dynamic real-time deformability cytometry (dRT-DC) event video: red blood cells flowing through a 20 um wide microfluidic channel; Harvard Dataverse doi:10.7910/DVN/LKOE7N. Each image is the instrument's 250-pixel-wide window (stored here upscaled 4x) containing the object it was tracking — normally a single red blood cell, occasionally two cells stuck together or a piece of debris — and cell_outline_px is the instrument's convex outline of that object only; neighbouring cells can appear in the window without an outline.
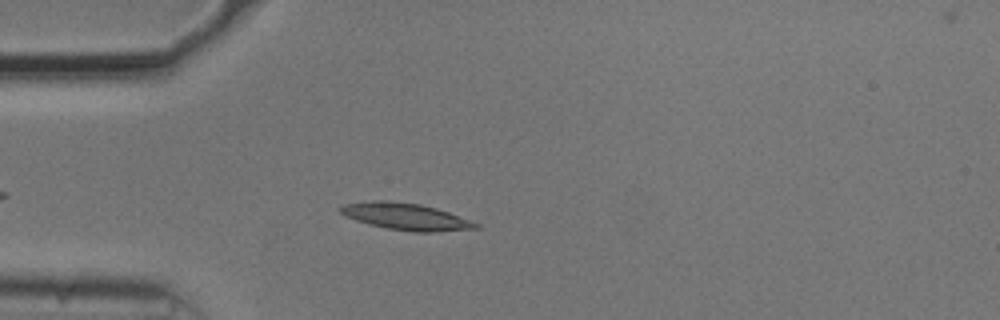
{"species": "common noctule bat (a hibernating species)", "species_latin": "Nyctalus noctula", "temperature_condition": "cold", "stored_images_in_passage": 46, "camera_frame_rate_fps": 3000, "um_per_image_px": 0.085, "animal": {"sex": "male", "body_mass_g": 20.5, "forearm_length_mm": 52.5}, "frame": {"image": 1, "passage_image": 7, "time_ms": 2.0, "image_size_px": [1000, 320], "cell_outline_px": [[480, 228], [432, 232], [412, 232], [388, 228], [368, 224], [356, 220], [340, 212], [336, 208], [344, 204], [372, 200], [388, 200], [420, 204], [436, 208], [448, 212], [480, 224]], "centroid_in_image_um": [34.48, 18.4], "position_along_channel_um": 50.5, "area_um2": 21.1}}
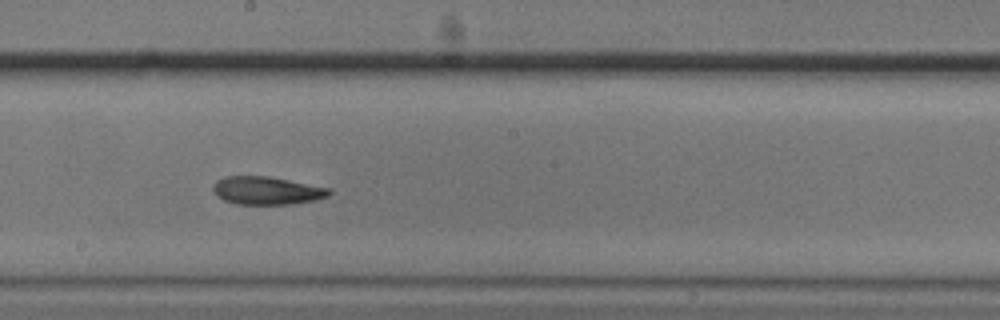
{"frame": {"image": 2, "passage_image": 22, "time_ms": 7.0, "image_size_px": [1000, 320], "cell_outline_px": [[332, 192], [328, 196], [316, 200], [292, 204], [236, 204], [224, 200], [216, 196], [212, 188], [212, 184], [216, 180], [224, 176], [268, 176], [332, 188]], "centroid_in_image_um": [22.67, 16.19], "position_along_channel_um": 225.5, "area_um2": 19.19}}
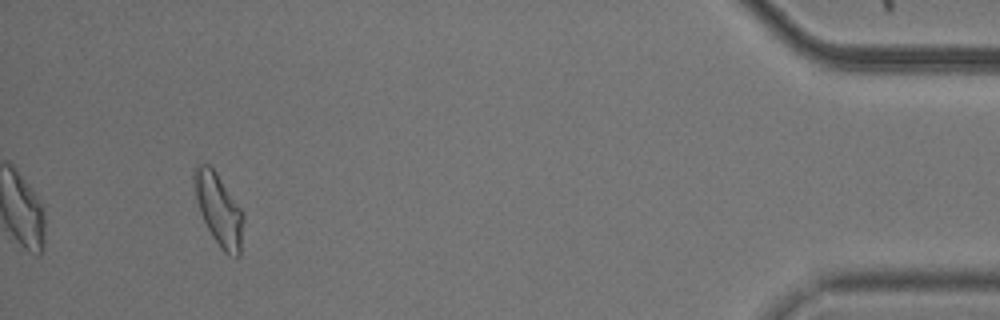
{"frame": {"image": 3, "passage_image": 43, "time_ms": 14.0, "image_size_px": [1000, 320], "cell_outline_px": [[244, 220], [240, 256], [228, 256], [220, 248], [212, 236], [200, 212], [196, 200], [192, 176], [192, 168], [196, 164], [208, 164], [216, 172], [244, 212]], "centroid_in_image_um": [18.59, 17.8], "position_along_channel_um": 416.6, "area_um2": 20.87}, "authors_computed_cell_mechanics": {"area_um2": 19.3341, "velocity_mm_per_s": 3.7108, "shape_relaxation_time_tau1_ms": null, "shape_relaxation_time_tau2_ms": 6.1944, "deformation_change_tau1": null, "deformation_change_tau2": 0.1401}}